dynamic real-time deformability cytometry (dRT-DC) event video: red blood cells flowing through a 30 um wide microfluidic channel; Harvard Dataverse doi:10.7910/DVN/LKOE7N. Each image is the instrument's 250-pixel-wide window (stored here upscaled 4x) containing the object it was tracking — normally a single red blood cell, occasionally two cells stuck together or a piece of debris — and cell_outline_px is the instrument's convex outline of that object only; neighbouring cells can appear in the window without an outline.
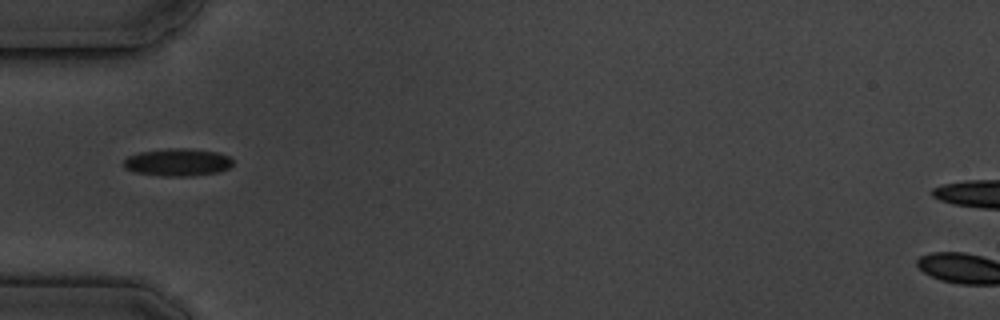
{"species": "common noctule bat (a hibernating species)", "species_latin": "Nyctalus noctula", "temperature_condition": "cold", "stored_images_in_passage": 9, "camera_frame_rate_fps": 3000, "um_per_image_px": 0.085, "animal": {"sex": "male", "body_mass_g": 19.5, "forearm_length_mm": 54.6}, "frame": {"image": 1, "passage_image": 1, "time_ms": 0.0, "image_size_px": [1000, 320], "cell_outline_px": [[232, 164], [228, 168], [220, 172], [192, 176], [160, 176], [136, 172], [124, 168], [124, 160], [128, 156], [140, 152], [168, 148], [188, 148], [216, 152], [228, 156], [232, 160]], "centroid_in_image_um": [15.09, 13.8], "position_along_channel_um": 69.9, "area_um2": 17.51}}
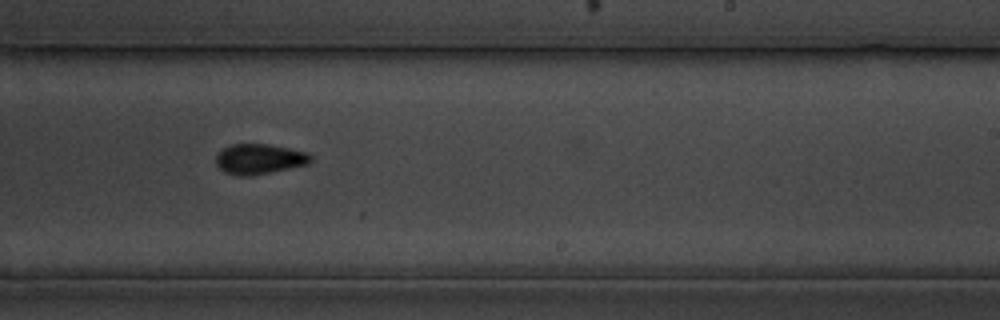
{"frame": {"image": 2, "passage_image": 6, "time_ms": 5.667, "image_size_px": [1000, 320], "cell_outline_px": [[312, 160], [308, 164], [252, 176], [236, 176], [224, 172], [216, 164], [216, 156], [224, 148], [232, 144], [268, 144], [308, 152], [312, 156]], "centroid_in_image_um": [22.05, 13.52], "position_along_channel_um": 267.0, "area_um2": 16.7}}